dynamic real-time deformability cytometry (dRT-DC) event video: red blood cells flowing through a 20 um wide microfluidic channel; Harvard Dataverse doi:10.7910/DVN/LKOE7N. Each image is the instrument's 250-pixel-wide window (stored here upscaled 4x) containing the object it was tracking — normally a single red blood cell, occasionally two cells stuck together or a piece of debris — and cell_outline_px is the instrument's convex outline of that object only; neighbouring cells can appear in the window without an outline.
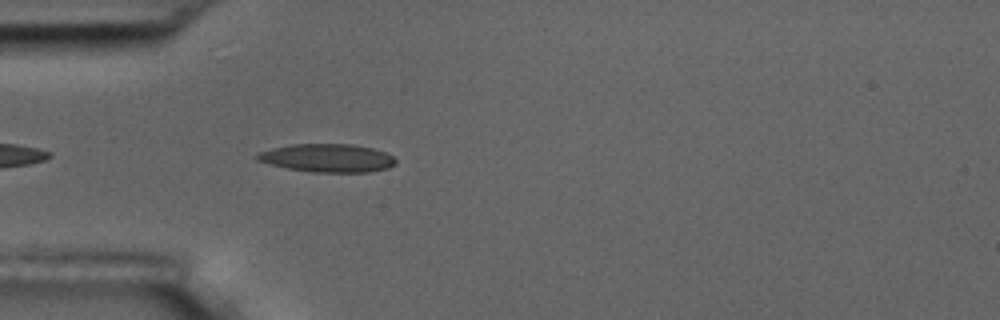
{"species": "common noctule bat (a hibernating species)", "species_latin": "Nyctalus noctula", "temperature_condition": "room temperature", "stored_images_in_passage": 4, "camera_frame_rate_fps": 3000, "um_per_image_px": 0.085, "animal": {"sex": "male", "body_mass_g": 17.5, "forearm_length_mm": 52.3}, "frame": {"image": 1, "passage_image": 4, "time_ms": 4.333, "image_size_px": [1000, 320], "cell_outline_px": [[396, 164], [388, 168], [368, 172], [312, 172], [288, 168], [268, 164], [256, 160], [252, 156], [256, 152], [272, 148], [292, 144], [352, 144], [372, 148], [384, 152], [392, 156], [396, 160]], "centroid_in_image_um": [27.77, 13.43], "position_along_channel_um": 57.2, "area_um2": 22.95}}